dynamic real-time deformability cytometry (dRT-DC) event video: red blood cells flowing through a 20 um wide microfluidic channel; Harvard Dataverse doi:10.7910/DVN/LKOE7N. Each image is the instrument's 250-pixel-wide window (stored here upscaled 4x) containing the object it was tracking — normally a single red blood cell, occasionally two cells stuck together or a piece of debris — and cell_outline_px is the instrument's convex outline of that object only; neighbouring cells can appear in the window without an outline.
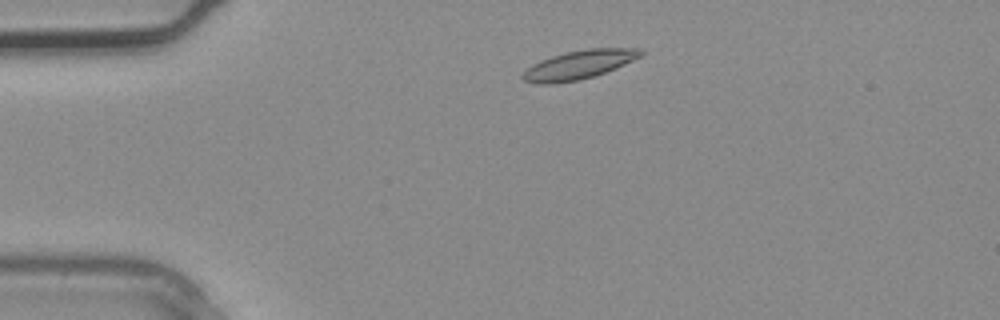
{"species": "common noctule bat (a hibernating species)", "species_latin": "Nyctalus noctula", "temperature_condition": "warm", "stored_images_in_passage": 2, "camera_frame_rate_fps": 3000, "um_per_image_px": 0.085, "animal": {"sex": "male", "body_mass_g": 20.4}, "frame": {"image": 1, "passage_image": 1, "time_ms": 0.0, "image_size_px": [1000, 320], "cell_outline_px": [[644, 52], [640, 56], [616, 68], [580, 80], [556, 84], [536, 84], [524, 80], [520, 76], [532, 64], [540, 60], [552, 56], [568, 52], [588, 48], [640, 48]], "centroid_in_image_um": [49.18, 5.51], "position_along_channel_um": 35.8, "area_um2": 19.65}}